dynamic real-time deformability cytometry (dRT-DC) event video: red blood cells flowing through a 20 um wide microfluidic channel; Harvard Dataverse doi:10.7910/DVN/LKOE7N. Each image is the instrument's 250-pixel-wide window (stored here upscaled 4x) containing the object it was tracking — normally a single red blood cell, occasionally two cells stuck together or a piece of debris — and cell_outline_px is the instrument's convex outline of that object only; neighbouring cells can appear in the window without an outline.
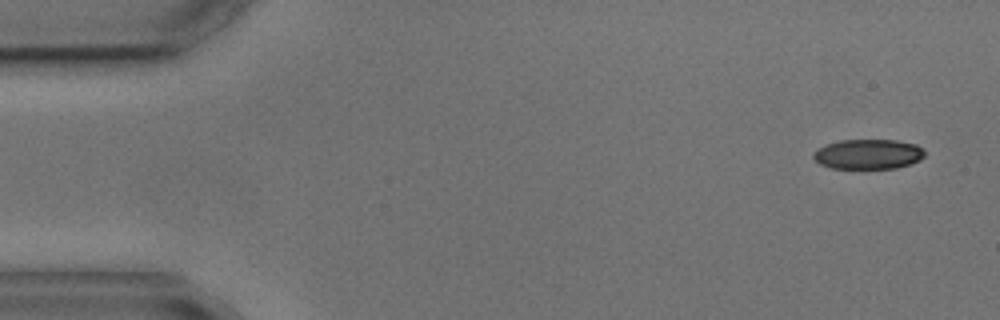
{"species": "common noctule bat (a hibernating species)", "species_latin": "Nyctalus noctula", "temperature_condition": "cold", "stored_images_in_passage": 4, "camera_frame_rate_fps": 3000, "um_per_image_px": 0.085, "animal": {"sex": "male", "body_mass_g": 17.9, "forearm_length_mm": 54.2}, "frame": {"image": 1, "passage_image": 1, "time_ms": 0.0, "image_size_px": [1000, 320], "cell_outline_px": [[924, 156], [920, 160], [896, 168], [832, 168], [820, 164], [812, 156], [816, 148], [824, 144], [840, 140], [896, 140], [916, 144], [924, 152]], "centroid_in_image_um": [73.75, 13.09], "position_along_channel_um": 11.2, "area_um2": 19.36}}
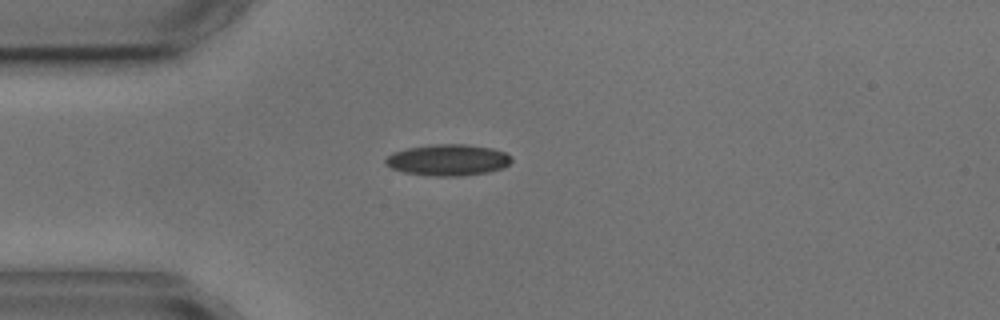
{"frame": {"image": 2, "passage_image": 4, "time_ms": 3.667, "image_size_px": [1000, 320], "cell_outline_px": [[512, 160], [504, 168], [488, 172], [460, 176], [428, 176], [404, 172], [392, 168], [384, 164], [384, 160], [392, 152], [408, 148], [436, 144], [464, 144], [492, 148], [504, 152], [512, 156]], "centroid_in_image_um": [38.07, 13.6], "position_along_channel_um": 46.9, "area_um2": 23.06}}